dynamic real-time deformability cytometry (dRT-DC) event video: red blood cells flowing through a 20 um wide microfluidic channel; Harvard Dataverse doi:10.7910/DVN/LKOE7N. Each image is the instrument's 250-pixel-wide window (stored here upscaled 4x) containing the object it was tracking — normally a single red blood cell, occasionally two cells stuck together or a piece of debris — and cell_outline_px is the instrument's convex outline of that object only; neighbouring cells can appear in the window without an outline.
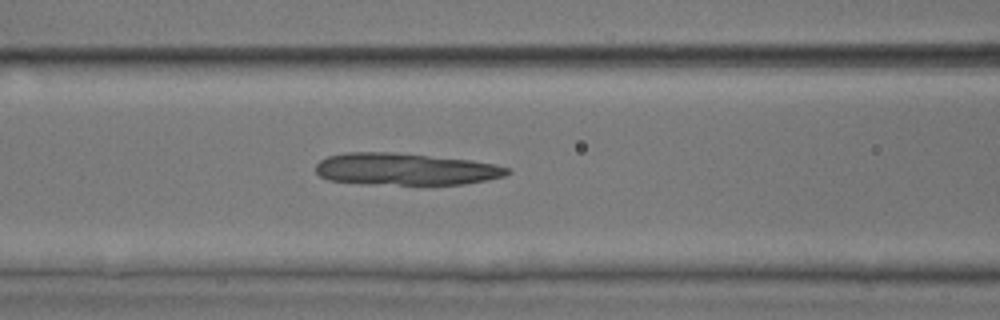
{"species": "common noctule bat (a hibernating species)", "species_latin": "Nyctalus noctula", "temperature_condition": "room temperature", "stored_images_in_passage": 53, "camera_frame_rate_fps": 3000, "um_per_image_px": 0.085, "animal": {"sex": "male", "body_mass_g": 17.9, "forearm_length_mm": 54.2}, "frame": {"image": 1, "passage_image": 23, "time_ms": 7.333, "image_size_px": [1000, 320], "cell_outline_px": [[512, 172], [504, 176], [488, 180], [464, 184], [368, 184], [328, 180], [320, 176], [316, 172], [316, 164], [320, 160], [328, 156], [344, 152], [396, 152], [472, 160], [496, 164], [508, 168]], "centroid_in_image_um": [34.46, 14.37], "position_along_channel_um": 132.1, "area_um2": 35.95}}
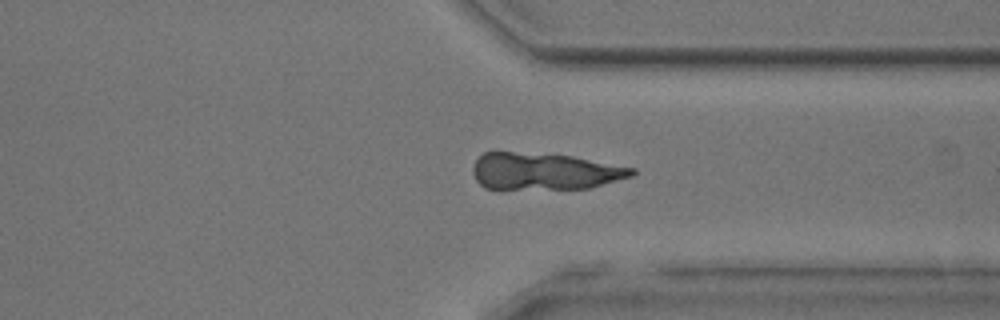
{"frame": {"image": 2, "passage_image": 41, "time_ms": 13.333, "image_size_px": [1000, 320], "cell_outline_px": [[636, 172], [632, 176], [588, 188], [484, 188], [476, 180], [472, 172], [472, 168], [476, 160], [484, 152], [512, 152], [572, 156], [636, 168]], "centroid_in_image_um": [46.28, 14.55], "position_along_channel_um": 365.1, "area_um2": 33.7}}
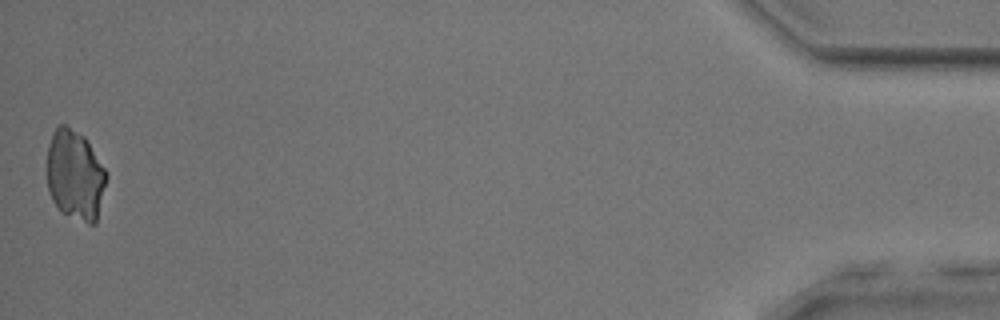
{"frame": {"image": 3, "passage_image": 53, "time_ms": 17.333, "image_size_px": [1000, 320], "cell_outline_px": [[108, 176], [96, 224], [88, 224], [60, 212], [52, 200], [48, 192], [48, 144], [56, 128], [60, 124], [64, 124], [84, 136], [108, 172]], "centroid_in_image_um": [6.4, 14.92], "position_along_channel_um": 428.8, "area_um2": 31.39}}